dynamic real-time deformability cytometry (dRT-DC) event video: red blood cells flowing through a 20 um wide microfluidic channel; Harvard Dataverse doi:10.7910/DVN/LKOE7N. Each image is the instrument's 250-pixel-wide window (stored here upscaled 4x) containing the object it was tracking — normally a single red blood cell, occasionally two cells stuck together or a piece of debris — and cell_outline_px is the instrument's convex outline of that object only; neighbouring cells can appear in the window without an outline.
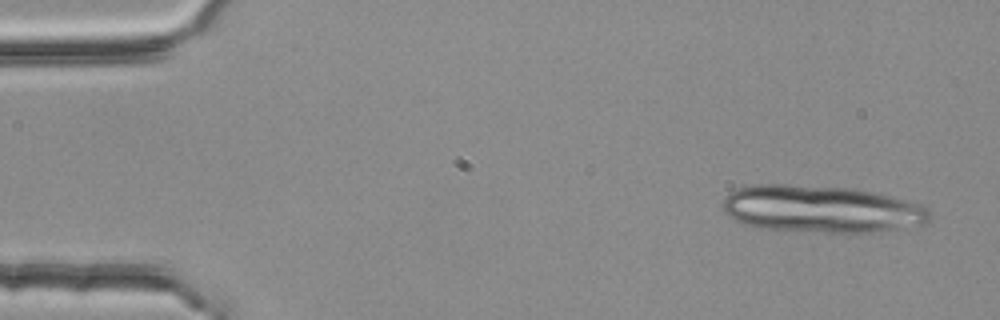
{"species": "common noctule bat (a hibernating species)", "species_latin": "Nyctalus noctula", "temperature_condition": "room temperature", "stored_images_in_passage": 4, "camera_frame_rate_fps": 3000, "um_per_image_px": 0.085, "animal": {"sex": "female", "body_mass_g": 25.1}, "frame": {"image": 1, "passage_image": 1, "time_ms": 0.0, "image_size_px": [1000, 320], "cell_outline_px": [[928, 220], [924, 224], [876, 232], [824, 232], [760, 228], [744, 224], [728, 216], [724, 212], [720, 204], [724, 196], [728, 192], [736, 188], [756, 184], [788, 184], [852, 188], [892, 196], [908, 200], [920, 204], [928, 212]], "centroid_in_image_um": [69.73, 17.75], "position_along_channel_um": 15.3, "area_um2": 57.05}}